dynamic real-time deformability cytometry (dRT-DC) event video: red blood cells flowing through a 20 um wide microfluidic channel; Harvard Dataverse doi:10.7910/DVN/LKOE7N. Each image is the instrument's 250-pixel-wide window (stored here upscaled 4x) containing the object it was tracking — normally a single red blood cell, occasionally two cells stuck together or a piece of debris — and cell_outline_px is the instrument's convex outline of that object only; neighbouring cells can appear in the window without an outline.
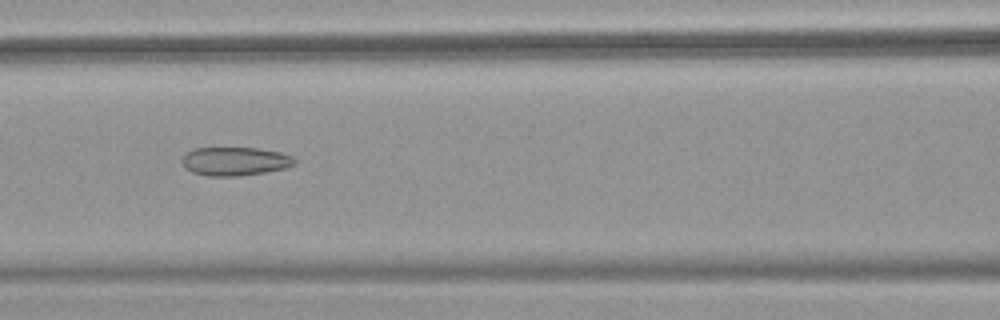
{"species": "common noctule bat (a hibernating species)", "species_latin": "Nyctalus noctula", "temperature_condition": "warm", "stored_images_in_passage": 45, "camera_frame_rate_fps": 3000, "um_per_image_px": 0.085, "animal": {"sex": "female", "body_mass_g": 18.4}, "frame": {"image": 1, "passage_image": 16, "time_ms": 5.0, "image_size_px": [1000, 320], "cell_outline_px": [[296, 164], [284, 168], [264, 172], [236, 176], [208, 176], [192, 172], [184, 168], [184, 156], [188, 152], [196, 148], [256, 148], [280, 152], [292, 156], [296, 160]], "centroid_in_image_um": [20.0, 13.71], "position_along_channel_um": 146.6, "area_um2": 18.5}}
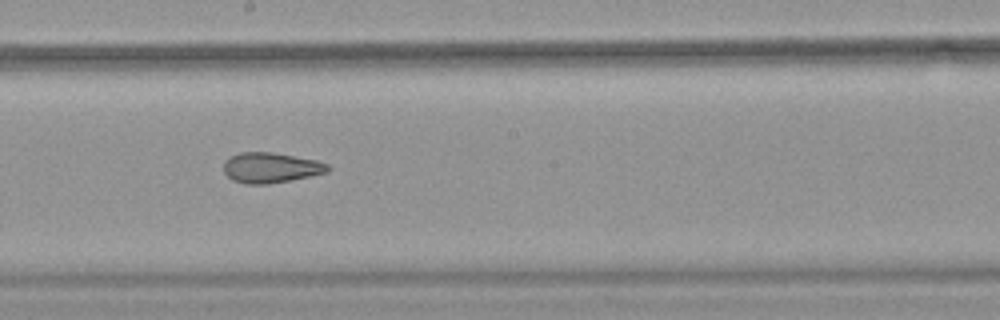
{"frame": {"image": 2, "passage_image": 22, "time_ms": 7.0, "image_size_px": [1000, 320], "cell_outline_px": [[332, 168], [328, 172], [268, 184], [244, 184], [232, 180], [224, 172], [224, 160], [228, 156], [240, 152], [272, 152], [316, 160], [328, 164]], "centroid_in_image_um": [22.98, 14.24], "position_along_channel_um": 225.2, "area_um2": 18.44}}
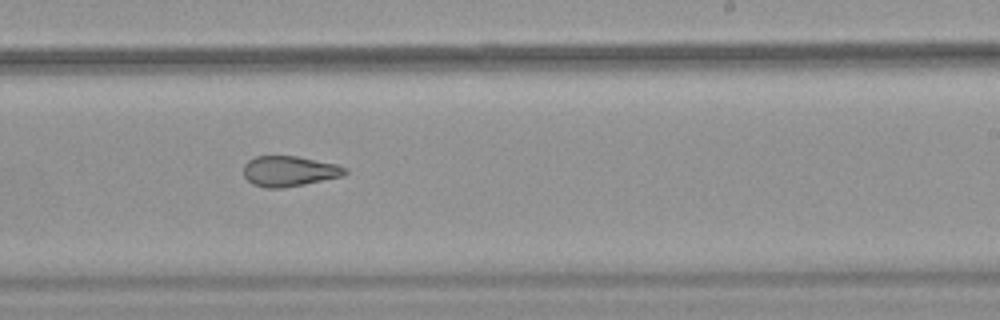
{"frame": {"image": 3, "passage_image": 25, "time_ms": 8.0, "image_size_px": [1000, 320], "cell_outline_px": [[348, 172], [344, 176], [284, 188], [264, 188], [252, 184], [244, 176], [244, 164], [248, 160], [256, 156], [296, 156], [336, 164], [348, 168]], "centroid_in_image_um": [24.59, 14.55], "position_along_channel_um": 264.4, "area_um2": 18.09}, "authors_computed_cell_mechanics": {"area_um2": 20.808, "velocity_mm_per_s": 3.9431, "shape_relaxation_time_tau1_ms": null, "shape_relaxation_time_tau2_ms": 1.9568, "deformation_change_tau1": null, "deformation_change_tau2": 0.095}}